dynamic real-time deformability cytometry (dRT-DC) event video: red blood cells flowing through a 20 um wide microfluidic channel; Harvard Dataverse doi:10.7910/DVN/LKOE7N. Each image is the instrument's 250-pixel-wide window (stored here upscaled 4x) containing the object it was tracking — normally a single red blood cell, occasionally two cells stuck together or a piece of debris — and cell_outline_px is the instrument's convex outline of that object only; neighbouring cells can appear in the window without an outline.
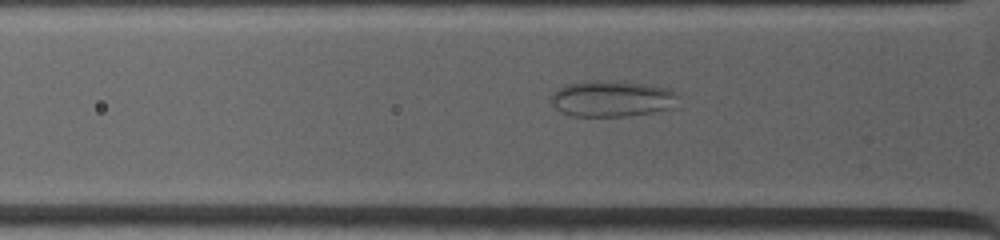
{"species": "common noctule bat (a hibernating species)", "species_latin": "Nyctalus noctula", "temperature_condition": "warm", "stored_images_in_passage": 37, "camera_frame_rate_fps": 4500, "um_per_image_px": 0.085, "animal": {"sex": "female", "body_mass_g": 19.0, "forearm_length_mm": 53.3}, "frame": {"image": 1, "passage_image": 12, "time_ms": 2.222, "image_size_px": [1000, 240], "cell_outline_px": [[676, 96], [668, 108], [652, 112], [628, 116], [568, 116], [560, 112], [548, 100], [552, 92], [564, 84], [592, 80], [620, 80], [668, 88]], "centroid_in_image_um": [51.86, 8.37], "position_along_channel_um": 73.9, "area_um2": 26.82}}
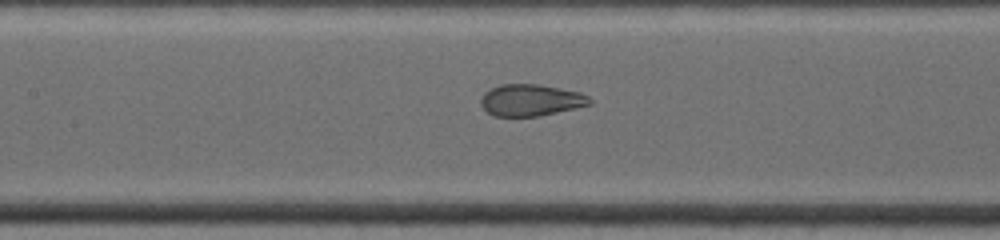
{"frame": {"image": 2, "passage_image": 23, "time_ms": 4.444, "image_size_px": [1000, 240], "cell_outline_px": [[592, 104], [576, 108], [536, 116], [492, 116], [480, 104], [480, 100], [484, 92], [500, 84], [540, 84], [580, 92], [588, 96], [592, 100]], "centroid_in_image_um": [45.12, 8.5], "position_along_channel_um": 162.3, "area_um2": 20.11}}
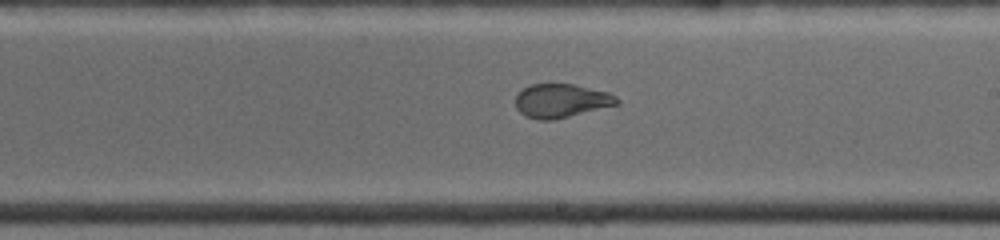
{"frame": {"image": 3, "passage_image": 33, "time_ms": 6.444, "image_size_px": [1000, 240], "cell_outline_px": [[620, 104], [552, 120], [536, 120], [524, 116], [516, 108], [516, 92], [532, 84], [572, 84], [608, 92], [616, 96], [620, 100]], "centroid_in_image_um": [47.69, 8.57], "position_along_channel_um": 241.3, "area_um2": 20.0}}